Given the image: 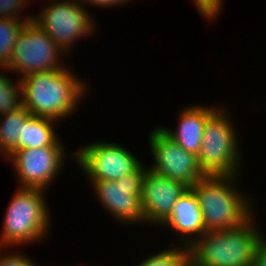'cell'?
<instances>
[{
  "label": "cell",
  "mask_w": 266,
  "mask_h": 266,
  "mask_svg": "<svg viewBox=\"0 0 266 266\" xmlns=\"http://www.w3.org/2000/svg\"><path fill=\"white\" fill-rule=\"evenodd\" d=\"M81 2L83 1L82 4L85 2L88 4H91V6L94 5L97 7H111V6H116L117 4L121 5V3L124 5L126 2L128 3L130 0H80ZM125 2V3H124Z\"/></svg>",
  "instance_id": "cell-24"
},
{
  "label": "cell",
  "mask_w": 266,
  "mask_h": 266,
  "mask_svg": "<svg viewBox=\"0 0 266 266\" xmlns=\"http://www.w3.org/2000/svg\"><path fill=\"white\" fill-rule=\"evenodd\" d=\"M147 167L142 165L136 172L117 180L89 181L102 206L111 216L125 224L144 222L140 204L141 185ZM136 221V222H135Z\"/></svg>",
  "instance_id": "cell-9"
},
{
  "label": "cell",
  "mask_w": 266,
  "mask_h": 266,
  "mask_svg": "<svg viewBox=\"0 0 266 266\" xmlns=\"http://www.w3.org/2000/svg\"><path fill=\"white\" fill-rule=\"evenodd\" d=\"M208 106H187L180 112L178 126L175 131L160 127L163 132L186 151L198 155L203 140L207 118L216 110Z\"/></svg>",
  "instance_id": "cell-14"
},
{
  "label": "cell",
  "mask_w": 266,
  "mask_h": 266,
  "mask_svg": "<svg viewBox=\"0 0 266 266\" xmlns=\"http://www.w3.org/2000/svg\"><path fill=\"white\" fill-rule=\"evenodd\" d=\"M169 248L144 259L137 266H190L188 246Z\"/></svg>",
  "instance_id": "cell-18"
},
{
  "label": "cell",
  "mask_w": 266,
  "mask_h": 266,
  "mask_svg": "<svg viewBox=\"0 0 266 266\" xmlns=\"http://www.w3.org/2000/svg\"><path fill=\"white\" fill-rule=\"evenodd\" d=\"M31 0H0V18H16L20 20L32 21L33 16L20 17V12ZM22 8V10H20Z\"/></svg>",
  "instance_id": "cell-20"
},
{
  "label": "cell",
  "mask_w": 266,
  "mask_h": 266,
  "mask_svg": "<svg viewBox=\"0 0 266 266\" xmlns=\"http://www.w3.org/2000/svg\"><path fill=\"white\" fill-rule=\"evenodd\" d=\"M73 156L90 181L117 180L142 166L138 158L123 146L106 141L88 144Z\"/></svg>",
  "instance_id": "cell-8"
},
{
  "label": "cell",
  "mask_w": 266,
  "mask_h": 266,
  "mask_svg": "<svg viewBox=\"0 0 266 266\" xmlns=\"http://www.w3.org/2000/svg\"><path fill=\"white\" fill-rule=\"evenodd\" d=\"M27 22L16 18H0V69L8 66L17 37Z\"/></svg>",
  "instance_id": "cell-17"
},
{
  "label": "cell",
  "mask_w": 266,
  "mask_h": 266,
  "mask_svg": "<svg viewBox=\"0 0 266 266\" xmlns=\"http://www.w3.org/2000/svg\"><path fill=\"white\" fill-rule=\"evenodd\" d=\"M187 188L183 183L157 174L148 167L144 173L140 194L144 223L159 226L170 215L177 199Z\"/></svg>",
  "instance_id": "cell-12"
},
{
  "label": "cell",
  "mask_w": 266,
  "mask_h": 266,
  "mask_svg": "<svg viewBox=\"0 0 266 266\" xmlns=\"http://www.w3.org/2000/svg\"><path fill=\"white\" fill-rule=\"evenodd\" d=\"M51 2L53 4L49 3L40 14L33 15V21L66 53L76 40L92 35L95 20L79 0Z\"/></svg>",
  "instance_id": "cell-7"
},
{
  "label": "cell",
  "mask_w": 266,
  "mask_h": 266,
  "mask_svg": "<svg viewBox=\"0 0 266 266\" xmlns=\"http://www.w3.org/2000/svg\"><path fill=\"white\" fill-rule=\"evenodd\" d=\"M229 116L220 108L206 120L200 152L197 155L199 166L206 176L239 175V138L236 137L234 124Z\"/></svg>",
  "instance_id": "cell-5"
},
{
  "label": "cell",
  "mask_w": 266,
  "mask_h": 266,
  "mask_svg": "<svg viewBox=\"0 0 266 266\" xmlns=\"http://www.w3.org/2000/svg\"><path fill=\"white\" fill-rule=\"evenodd\" d=\"M64 151L62 146L18 149L6 160H10L15 168L19 188L45 190L62 170L66 156Z\"/></svg>",
  "instance_id": "cell-11"
},
{
  "label": "cell",
  "mask_w": 266,
  "mask_h": 266,
  "mask_svg": "<svg viewBox=\"0 0 266 266\" xmlns=\"http://www.w3.org/2000/svg\"><path fill=\"white\" fill-rule=\"evenodd\" d=\"M22 105L34 116L62 120L74 112L87 88L70 69L34 72L19 78Z\"/></svg>",
  "instance_id": "cell-1"
},
{
  "label": "cell",
  "mask_w": 266,
  "mask_h": 266,
  "mask_svg": "<svg viewBox=\"0 0 266 266\" xmlns=\"http://www.w3.org/2000/svg\"><path fill=\"white\" fill-rule=\"evenodd\" d=\"M237 179L238 175L206 176L191 187L207 232L240 227L252 218V201L235 188Z\"/></svg>",
  "instance_id": "cell-2"
},
{
  "label": "cell",
  "mask_w": 266,
  "mask_h": 266,
  "mask_svg": "<svg viewBox=\"0 0 266 266\" xmlns=\"http://www.w3.org/2000/svg\"><path fill=\"white\" fill-rule=\"evenodd\" d=\"M22 106V87L20 79L15 84L6 74L0 75V115Z\"/></svg>",
  "instance_id": "cell-19"
},
{
  "label": "cell",
  "mask_w": 266,
  "mask_h": 266,
  "mask_svg": "<svg viewBox=\"0 0 266 266\" xmlns=\"http://www.w3.org/2000/svg\"><path fill=\"white\" fill-rule=\"evenodd\" d=\"M148 139L155 159L150 169L157 174L181 182L188 188L206 177L197 155L179 146L160 127L150 132Z\"/></svg>",
  "instance_id": "cell-10"
},
{
  "label": "cell",
  "mask_w": 266,
  "mask_h": 266,
  "mask_svg": "<svg viewBox=\"0 0 266 266\" xmlns=\"http://www.w3.org/2000/svg\"><path fill=\"white\" fill-rule=\"evenodd\" d=\"M42 189L17 188L4 216L0 246H14L43 239L50 213Z\"/></svg>",
  "instance_id": "cell-4"
},
{
  "label": "cell",
  "mask_w": 266,
  "mask_h": 266,
  "mask_svg": "<svg viewBox=\"0 0 266 266\" xmlns=\"http://www.w3.org/2000/svg\"><path fill=\"white\" fill-rule=\"evenodd\" d=\"M252 266H266V236L257 246Z\"/></svg>",
  "instance_id": "cell-23"
},
{
  "label": "cell",
  "mask_w": 266,
  "mask_h": 266,
  "mask_svg": "<svg viewBox=\"0 0 266 266\" xmlns=\"http://www.w3.org/2000/svg\"><path fill=\"white\" fill-rule=\"evenodd\" d=\"M57 121L31 115L21 127L17 145L5 156L18 149L63 146L55 132Z\"/></svg>",
  "instance_id": "cell-15"
},
{
  "label": "cell",
  "mask_w": 266,
  "mask_h": 266,
  "mask_svg": "<svg viewBox=\"0 0 266 266\" xmlns=\"http://www.w3.org/2000/svg\"><path fill=\"white\" fill-rule=\"evenodd\" d=\"M32 114L22 105L2 114L0 120V153L6 156L18 143L21 127Z\"/></svg>",
  "instance_id": "cell-16"
},
{
  "label": "cell",
  "mask_w": 266,
  "mask_h": 266,
  "mask_svg": "<svg viewBox=\"0 0 266 266\" xmlns=\"http://www.w3.org/2000/svg\"><path fill=\"white\" fill-rule=\"evenodd\" d=\"M160 225L175 230L177 235H181L177 236L181 239L179 242L188 247L207 232L199 202L191 188L177 199L170 215Z\"/></svg>",
  "instance_id": "cell-13"
},
{
  "label": "cell",
  "mask_w": 266,
  "mask_h": 266,
  "mask_svg": "<svg viewBox=\"0 0 266 266\" xmlns=\"http://www.w3.org/2000/svg\"><path fill=\"white\" fill-rule=\"evenodd\" d=\"M254 215L230 230L209 231L188 248L190 266H252L255 251L266 235L254 227Z\"/></svg>",
  "instance_id": "cell-3"
},
{
  "label": "cell",
  "mask_w": 266,
  "mask_h": 266,
  "mask_svg": "<svg viewBox=\"0 0 266 266\" xmlns=\"http://www.w3.org/2000/svg\"><path fill=\"white\" fill-rule=\"evenodd\" d=\"M63 52L32 20L19 33L8 66L4 70L21 73L20 78L34 72L61 70L65 68L59 60Z\"/></svg>",
  "instance_id": "cell-6"
},
{
  "label": "cell",
  "mask_w": 266,
  "mask_h": 266,
  "mask_svg": "<svg viewBox=\"0 0 266 266\" xmlns=\"http://www.w3.org/2000/svg\"><path fill=\"white\" fill-rule=\"evenodd\" d=\"M194 4L200 15L213 21L220 14L223 0H194Z\"/></svg>",
  "instance_id": "cell-21"
},
{
  "label": "cell",
  "mask_w": 266,
  "mask_h": 266,
  "mask_svg": "<svg viewBox=\"0 0 266 266\" xmlns=\"http://www.w3.org/2000/svg\"><path fill=\"white\" fill-rule=\"evenodd\" d=\"M33 262L32 259L23 256L20 252L1 254L0 251V266H30Z\"/></svg>",
  "instance_id": "cell-22"
}]
</instances>
